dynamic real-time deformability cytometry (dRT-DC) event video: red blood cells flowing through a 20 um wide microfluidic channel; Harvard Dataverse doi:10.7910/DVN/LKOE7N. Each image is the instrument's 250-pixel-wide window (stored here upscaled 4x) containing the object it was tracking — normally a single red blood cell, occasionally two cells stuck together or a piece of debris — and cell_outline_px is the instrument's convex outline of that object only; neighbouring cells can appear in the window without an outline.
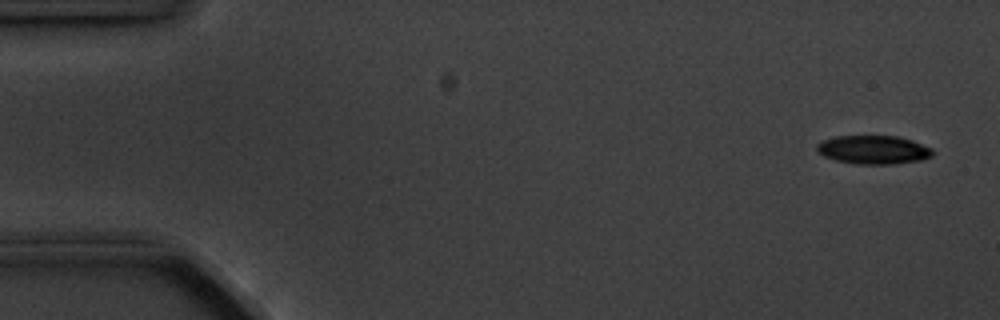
{"species": "common noctule bat (a hibernating species)", "species_latin": "Nyctalus noctula", "temperature_condition": "cold", "stored_images_in_passage": 4, "camera_frame_rate_fps": 3000, "um_per_image_px": 0.085, "animal": {"sex": "male", "body_mass_g": 20.1, "forearm_length_mm": 53.5}, "frame": {"image": 1, "passage_image": 1, "time_ms": 0.0, "image_size_px": [1000, 320], "cell_outline_px": [[936, 152], [932, 156], [920, 160], [892, 164], [852, 164], [836, 160], [824, 156], [816, 152], [816, 144], [824, 140], [836, 136], [896, 136], [912, 140], [932, 148]], "centroid_in_image_um": [74.24, 12.73], "position_along_channel_um": 10.8, "area_um2": 19.42}}
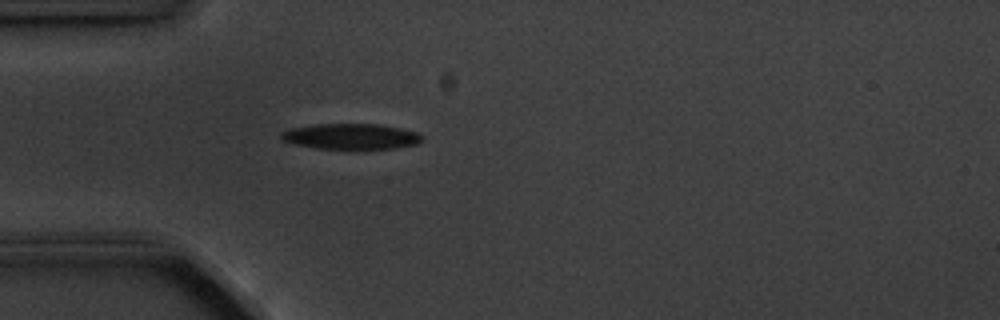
{"frame": {"image": 2, "passage_image": 4, "time_ms": 4.333, "image_size_px": [1000, 320], "cell_outline_px": [[424, 140], [416, 144], [396, 148], [316, 148], [296, 144], [284, 140], [280, 136], [280, 132], [288, 128], [316, 124], [376, 124], [400, 128], [416, 132], [424, 136]], "centroid_in_image_um": [29.84, 11.58], "position_along_channel_um": 55.2, "area_um2": 20.87}}